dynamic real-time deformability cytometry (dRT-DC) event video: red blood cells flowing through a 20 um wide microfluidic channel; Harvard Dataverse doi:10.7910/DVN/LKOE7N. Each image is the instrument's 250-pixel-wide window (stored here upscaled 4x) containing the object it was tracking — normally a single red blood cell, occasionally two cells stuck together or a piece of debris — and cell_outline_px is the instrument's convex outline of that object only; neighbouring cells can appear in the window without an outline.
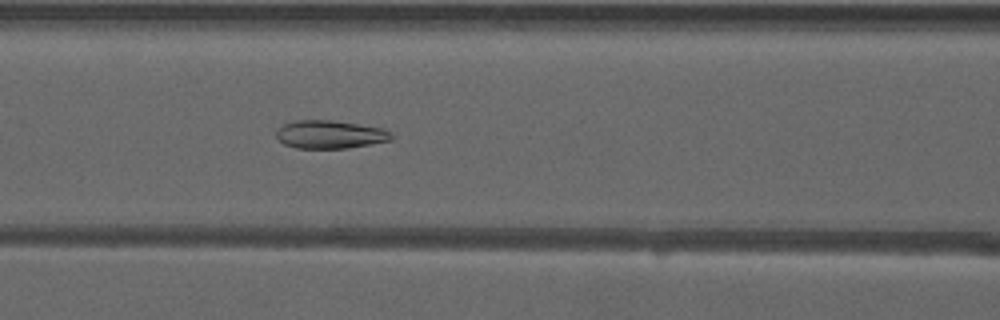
{"species": "common noctule bat (a hibernating species)", "species_latin": "Nyctalus noctula", "temperature_condition": "warm", "stored_images_in_passage": 36, "camera_frame_rate_fps": 3000, "um_per_image_px": 0.085, "animal": {"sex": "male", "forearm_length_mm": 52.5}, "frame": {"image": 1, "passage_image": 7, "time_ms": 2.0, "image_size_px": [1000, 320], "cell_outline_px": [[392, 140], [348, 148], [296, 148], [284, 144], [276, 136], [276, 132], [284, 124], [296, 120], [332, 120], [388, 128], [392, 132]], "centroid_in_image_um": [28.11, 11.42], "position_along_channel_um": 138.5, "area_um2": 19.02}}
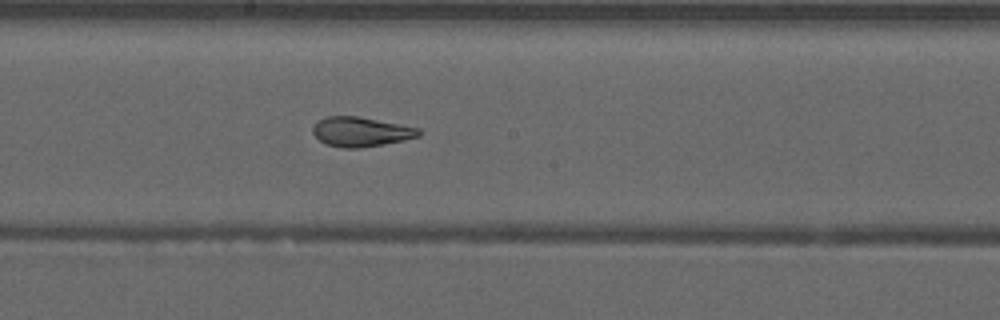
{"frame": {"image": 2, "passage_image": 13, "time_ms": 4.0, "image_size_px": [1000, 320], "cell_outline_px": [[420, 136], [404, 140], [384, 144], [360, 148], [344, 148], [328, 144], [320, 140], [312, 132], [312, 128], [320, 120], [328, 116], [356, 116], [400, 124], [420, 128]], "centroid_in_image_um": [30.7, 11.2], "position_along_channel_um": 217.5, "area_um2": 18.03}}
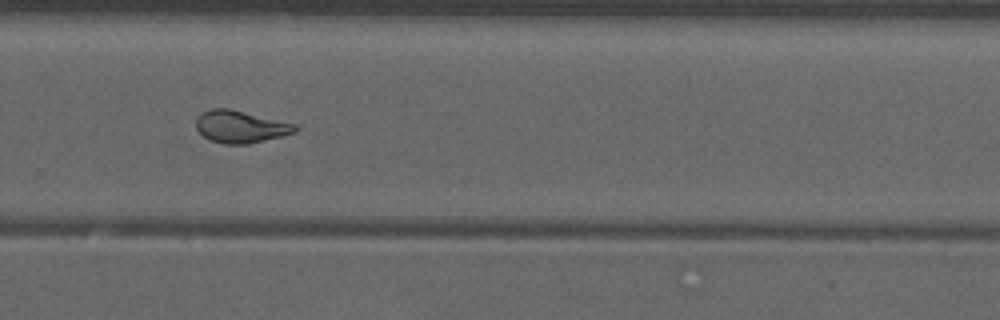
{"frame": {"image": 3, "passage_image": 20, "time_ms": 6.333, "image_size_px": [1000, 320], "cell_outline_px": [[300, 128], [296, 132], [248, 144], [224, 144], [212, 140], [204, 136], [196, 128], [196, 120], [204, 112], [212, 108], [228, 108], [300, 124]], "centroid_in_image_um": [20.52, 10.76], "position_along_channel_um": 309.3, "area_um2": 18.61}, "authors_computed_cell_mechanics": {"area_um2": 18.7272, "velocity_mm_per_s": 3.9581, "shape_relaxation_time_tau1_ms": null, "shape_relaxation_time_tau2_ms": 1.5253, "deformation_change_tau1": null, "deformation_change_tau2": 0.0784}}